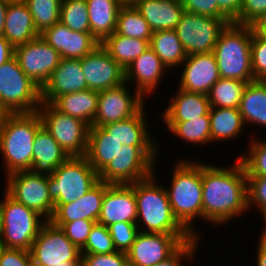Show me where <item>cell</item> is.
<instances>
[{"label": "cell", "mask_w": 266, "mask_h": 266, "mask_svg": "<svg viewBox=\"0 0 266 266\" xmlns=\"http://www.w3.org/2000/svg\"><path fill=\"white\" fill-rule=\"evenodd\" d=\"M80 250L81 254H109L115 252L116 249L108 227L98 222L95 223L85 245Z\"/></svg>", "instance_id": "obj_42"}, {"label": "cell", "mask_w": 266, "mask_h": 266, "mask_svg": "<svg viewBox=\"0 0 266 266\" xmlns=\"http://www.w3.org/2000/svg\"><path fill=\"white\" fill-rule=\"evenodd\" d=\"M134 6L152 32L175 30L184 13L181 0H137Z\"/></svg>", "instance_id": "obj_26"}, {"label": "cell", "mask_w": 266, "mask_h": 266, "mask_svg": "<svg viewBox=\"0 0 266 266\" xmlns=\"http://www.w3.org/2000/svg\"><path fill=\"white\" fill-rule=\"evenodd\" d=\"M107 188L108 183L99 181L81 198L70 203L54 204V212L49 221L68 223L77 219H86L97 223Z\"/></svg>", "instance_id": "obj_23"}, {"label": "cell", "mask_w": 266, "mask_h": 266, "mask_svg": "<svg viewBox=\"0 0 266 266\" xmlns=\"http://www.w3.org/2000/svg\"><path fill=\"white\" fill-rule=\"evenodd\" d=\"M252 136L248 150L236 156L246 171L247 177H266V140Z\"/></svg>", "instance_id": "obj_41"}, {"label": "cell", "mask_w": 266, "mask_h": 266, "mask_svg": "<svg viewBox=\"0 0 266 266\" xmlns=\"http://www.w3.org/2000/svg\"><path fill=\"white\" fill-rule=\"evenodd\" d=\"M169 104L161 112L163 122H186L206 115L210 110L208 95L176 88Z\"/></svg>", "instance_id": "obj_25"}, {"label": "cell", "mask_w": 266, "mask_h": 266, "mask_svg": "<svg viewBox=\"0 0 266 266\" xmlns=\"http://www.w3.org/2000/svg\"><path fill=\"white\" fill-rule=\"evenodd\" d=\"M81 67L90 90L100 92L125 82V70L101 44L81 58Z\"/></svg>", "instance_id": "obj_17"}, {"label": "cell", "mask_w": 266, "mask_h": 266, "mask_svg": "<svg viewBox=\"0 0 266 266\" xmlns=\"http://www.w3.org/2000/svg\"><path fill=\"white\" fill-rule=\"evenodd\" d=\"M99 92L86 89L58 96L51 104L60 112L92 126L98 109Z\"/></svg>", "instance_id": "obj_30"}, {"label": "cell", "mask_w": 266, "mask_h": 266, "mask_svg": "<svg viewBox=\"0 0 266 266\" xmlns=\"http://www.w3.org/2000/svg\"><path fill=\"white\" fill-rule=\"evenodd\" d=\"M30 253L34 266H59L68 261H82L81 250L49 220L40 229Z\"/></svg>", "instance_id": "obj_13"}, {"label": "cell", "mask_w": 266, "mask_h": 266, "mask_svg": "<svg viewBox=\"0 0 266 266\" xmlns=\"http://www.w3.org/2000/svg\"><path fill=\"white\" fill-rule=\"evenodd\" d=\"M155 172L158 171L154 170L151 176L132 183L139 231L193 237L174 217L165 186L158 183Z\"/></svg>", "instance_id": "obj_3"}, {"label": "cell", "mask_w": 266, "mask_h": 266, "mask_svg": "<svg viewBox=\"0 0 266 266\" xmlns=\"http://www.w3.org/2000/svg\"><path fill=\"white\" fill-rule=\"evenodd\" d=\"M184 11L216 18H227L218 8L217 0H181Z\"/></svg>", "instance_id": "obj_50"}, {"label": "cell", "mask_w": 266, "mask_h": 266, "mask_svg": "<svg viewBox=\"0 0 266 266\" xmlns=\"http://www.w3.org/2000/svg\"><path fill=\"white\" fill-rule=\"evenodd\" d=\"M59 266H82V261H68L65 265Z\"/></svg>", "instance_id": "obj_59"}, {"label": "cell", "mask_w": 266, "mask_h": 266, "mask_svg": "<svg viewBox=\"0 0 266 266\" xmlns=\"http://www.w3.org/2000/svg\"><path fill=\"white\" fill-rule=\"evenodd\" d=\"M60 22L72 31L90 33L86 0H62Z\"/></svg>", "instance_id": "obj_40"}, {"label": "cell", "mask_w": 266, "mask_h": 266, "mask_svg": "<svg viewBox=\"0 0 266 266\" xmlns=\"http://www.w3.org/2000/svg\"><path fill=\"white\" fill-rule=\"evenodd\" d=\"M253 26L229 23L221 31L214 55L220 78L254 81L251 67V38Z\"/></svg>", "instance_id": "obj_5"}, {"label": "cell", "mask_w": 266, "mask_h": 266, "mask_svg": "<svg viewBox=\"0 0 266 266\" xmlns=\"http://www.w3.org/2000/svg\"><path fill=\"white\" fill-rule=\"evenodd\" d=\"M68 154L62 149L51 134L41 126L33 141L32 168L34 173L50 175L67 158Z\"/></svg>", "instance_id": "obj_28"}, {"label": "cell", "mask_w": 266, "mask_h": 266, "mask_svg": "<svg viewBox=\"0 0 266 266\" xmlns=\"http://www.w3.org/2000/svg\"><path fill=\"white\" fill-rule=\"evenodd\" d=\"M239 112L245 126L253 124L254 127H266V83L254 80L245 86Z\"/></svg>", "instance_id": "obj_32"}, {"label": "cell", "mask_w": 266, "mask_h": 266, "mask_svg": "<svg viewBox=\"0 0 266 266\" xmlns=\"http://www.w3.org/2000/svg\"><path fill=\"white\" fill-rule=\"evenodd\" d=\"M248 210L266 211V177H247Z\"/></svg>", "instance_id": "obj_47"}, {"label": "cell", "mask_w": 266, "mask_h": 266, "mask_svg": "<svg viewBox=\"0 0 266 266\" xmlns=\"http://www.w3.org/2000/svg\"><path fill=\"white\" fill-rule=\"evenodd\" d=\"M163 123H165L163 125L166 126L165 129H167L169 133L185 141L187 144H197L198 146L200 144V146L202 145L203 147L211 143L209 112L192 121Z\"/></svg>", "instance_id": "obj_36"}, {"label": "cell", "mask_w": 266, "mask_h": 266, "mask_svg": "<svg viewBox=\"0 0 266 266\" xmlns=\"http://www.w3.org/2000/svg\"><path fill=\"white\" fill-rule=\"evenodd\" d=\"M122 144L99 126H90L86 158L99 174L119 153Z\"/></svg>", "instance_id": "obj_31"}, {"label": "cell", "mask_w": 266, "mask_h": 266, "mask_svg": "<svg viewBox=\"0 0 266 266\" xmlns=\"http://www.w3.org/2000/svg\"><path fill=\"white\" fill-rule=\"evenodd\" d=\"M118 35L142 40H151L152 30L134 5L121 6L115 32Z\"/></svg>", "instance_id": "obj_37"}, {"label": "cell", "mask_w": 266, "mask_h": 266, "mask_svg": "<svg viewBox=\"0 0 266 266\" xmlns=\"http://www.w3.org/2000/svg\"><path fill=\"white\" fill-rule=\"evenodd\" d=\"M254 30L266 40V16L253 25Z\"/></svg>", "instance_id": "obj_56"}, {"label": "cell", "mask_w": 266, "mask_h": 266, "mask_svg": "<svg viewBox=\"0 0 266 266\" xmlns=\"http://www.w3.org/2000/svg\"><path fill=\"white\" fill-rule=\"evenodd\" d=\"M137 206L132 184H108L98 223L108 227L116 222L136 223Z\"/></svg>", "instance_id": "obj_20"}, {"label": "cell", "mask_w": 266, "mask_h": 266, "mask_svg": "<svg viewBox=\"0 0 266 266\" xmlns=\"http://www.w3.org/2000/svg\"><path fill=\"white\" fill-rule=\"evenodd\" d=\"M8 0H0V36H3L6 13L8 10Z\"/></svg>", "instance_id": "obj_55"}, {"label": "cell", "mask_w": 266, "mask_h": 266, "mask_svg": "<svg viewBox=\"0 0 266 266\" xmlns=\"http://www.w3.org/2000/svg\"><path fill=\"white\" fill-rule=\"evenodd\" d=\"M5 180L4 190L11 198L36 211L46 220L51 219L54 201L48 192V175L26 170L11 173Z\"/></svg>", "instance_id": "obj_11"}, {"label": "cell", "mask_w": 266, "mask_h": 266, "mask_svg": "<svg viewBox=\"0 0 266 266\" xmlns=\"http://www.w3.org/2000/svg\"><path fill=\"white\" fill-rule=\"evenodd\" d=\"M3 36L14 48L40 36L24 1H9Z\"/></svg>", "instance_id": "obj_27"}, {"label": "cell", "mask_w": 266, "mask_h": 266, "mask_svg": "<svg viewBox=\"0 0 266 266\" xmlns=\"http://www.w3.org/2000/svg\"><path fill=\"white\" fill-rule=\"evenodd\" d=\"M251 67L255 80L266 76V40L253 27L251 38Z\"/></svg>", "instance_id": "obj_44"}, {"label": "cell", "mask_w": 266, "mask_h": 266, "mask_svg": "<svg viewBox=\"0 0 266 266\" xmlns=\"http://www.w3.org/2000/svg\"><path fill=\"white\" fill-rule=\"evenodd\" d=\"M42 126L40 114L11 113L0 128V154L4 161L6 176L31 170L33 141Z\"/></svg>", "instance_id": "obj_4"}, {"label": "cell", "mask_w": 266, "mask_h": 266, "mask_svg": "<svg viewBox=\"0 0 266 266\" xmlns=\"http://www.w3.org/2000/svg\"><path fill=\"white\" fill-rule=\"evenodd\" d=\"M8 1H24V0H8Z\"/></svg>", "instance_id": "obj_63"}, {"label": "cell", "mask_w": 266, "mask_h": 266, "mask_svg": "<svg viewBox=\"0 0 266 266\" xmlns=\"http://www.w3.org/2000/svg\"><path fill=\"white\" fill-rule=\"evenodd\" d=\"M62 0H24L36 30L41 34L46 28L60 22Z\"/></svg>", "instance_id": "obj_39"}, {"label": "cell", "mask_w": 266, "mask_h": 266, "mask_svg": "<svg viewBox=\"0 0 266 266\" xmlns=\"http://www.w3.org/2000/svg\"><path fill=\"white\" fill-rule=\"evenodd\" d=\"M231 164L223 167L202 161L203 222L215 227L249 212L246 171L238 158Z\"/></svg>", "instance_id": "obj_1"}, {"label": "cell", "mask_w": 266, "mask_h": 266, "mask_svg": "<svg viewBox=\"0 0 266 266\" xmlns=\"http://www.w3.org/2000/svg\"><path fill=\"white\" fill-rule=\"evenodd\" d=\"M88 89L81 59L61 58L46 84L41 88V102L52 103L58 96Z\"/></svg>", "instance_id": "obj_22"}, {"label": "cell", "mask_w": 266, "mask_h": 266, "mask_svg": "<svg viewBox=\"0 0 266 266\" xmlns=\"http://www.w3.org/2000/svg\"><path fill=\"white\" fill-rule=\"evenodd\" d=\"M0 102L10 113L37 112L41 89L22 71L15 57L0 67Z\"/></svg>", "instance_id": "obj_9"}, {"label": "cell", "mask_w": 266, "mask_h": 266, "mask_svg": "<svg viewBox=\"0 0 266 266\" xmlns=\"http://www.w3.org/2000/svg\"><path fill=\"white\" fill-rule=\"evenodd\" d=\"M228 18H216L184 11L176 32L187 55L209 53L214 51L221 31Z\"/></svg>", "instance_id": "obj_12"}, {"label": "cell", "mask_w": 266, "mask_h": 266, "mask_svg": "<svg viewBox=\"0 0 266 266\" xmlns=\"http://www.w3.org/2000/svg\"><path fill=\"white\" fill-rule=\"evenodd\" d=\"M10 114L9 110L0 102V128Z\"/></svg>", "instance_id": "obj_58"}, {"label": "cell", "mask_w": 266, "mask_h": 266, "mask_svg": "<svg viewBox=\"0 0 266 266\" xmlns=\"http://www.w3.org/2000/svg\"><path fill=\"white\" fill-rule=\"evenodd\" d=\"M264 16L266 0H243L239 17L233 23L253 26Z\"/></svg>", "instance_id": "obj_48"}, {"label": "cell", "mask_w": 266, "mask_h": 266, "mask_svg": "<svg viewBox=\"0 0 266 266\" xmlns=\"http://www.w3.org/2000/svg\"><path fill=\"white\" fill-rule=\"evenodd\" d=\"M181 66L178 87L185 91L208 95L220 79L214 52L187 55Z\"/></svg>", "instance_id": "obj_18"}, {"label": "cell", "mask_w": 266, "mask_h": 266, "mask_svg": "<svg viewBox=\"0 0 266 266\" xmlns=\"http://www.w3.org/2000/svg\"><path fill=\"white\" fill-rule=\"evenodd\" d=\"M98 182L99 175L86 156H71L48 175V192L54 204L70 203Z\"/></svg>", "instance_id": "obj_6"}, {"label": "cell", "mask_w": 266, "mask_h": 266, "mask_svg": "<svg viewBox=\"0 0 266 266\" xmlns=\"http://www.w3.org/2000/svg\"><path fill=\"white\" fill-rule=\"evenodd\" d=\"M4 248H5L4 244L0 240V255H1V252L3 251Z\"/></svg>", "instance_id": "obj_61"}, {"label": "cell", "mask_w": 266, "mask_h": 266, "mask_svg": "<svg viewBox=\"0 0 266 266\" xmlns=\"http://www.w3.org/2000/svg\"><path fill=\"white\" fill-rule=\"evenodd\" d=\"M191 238L139 231L131 248L126 252L129 266H154L171 256Z\"/></svg>", "instance_id": "obj_16"}, {"label": "cell", "mask_w": 266, "mask_h": 266, "mask_svg": "<svg viewBox=\"0 0 266 266\" xmlns=\"http://www.w3.org/2000/svg\"><path fill=\"white\" fill-rule=\"evenodd\" d=\"M261 216L263 217L262 219L264 220V224L262 225L261 233L260 236L258 237V242L262 244H266V211H261L259 212Z\"/></svg>", "instance_id": "obj_57"}, {"label": "cell", "mask_w": 266, "mask_h": 266, "mask_svg": "<svg viewBox=\"0 0 266 266\" xmlns=\"http://www.w3.org/2000/svg\"><path fill=\"white\" fill-rule=\"evenodd\" d=\"M219 10L234 22L240 14L243 0H217Z\"/></svg>", "instance_id": "obj_52"}, {"label": "cell", "mask_w": 266, "mask_h": 266, "mask_svg": "<svg viewBox=\"0 0 266 266\" xmlns=\"http://www.w3.org/2000/svg\"><path fill=\"white\" fill-rule=\"evenodd\" d=\"M128 87L129 84L124 82L120 86L99 92L98 109L92 126L101 127L125 120L134 116L145 105V99L133 89L132 93Z\"/></svg>", "instance_id": "obj_15"}, {"label": "cell", "mask_w": 266, "mask_h": 266, "mask_svg": "<svg viewBox=\"0 0 266 266\" xmlns=\"http://www.w3.org/2000/svg\"><path fill=\"white\" fill-rule=\"evenodd\" d=\"M247 82L220 78L211 88L208 99L210 108H239L242 93Z\"/></svg>", "instance_id": "obj_38"}, {"label": "cell", "mask_w": 266, "mask_h": 266, "mask_svg": "<svg viewBox=\"0 0 266 266\" xmlns=\"http://www.w3.org/2000/svg\"><path fill=\"white\" fill-rule=\"evenodd\" d=\"M150 47L160 58L166 68L173 70L180 68L186 60L187 54L178 38L176 30H161L152 33ZM173 69V70H172Z\"/></svg>", "instance_id": "obj_34"}, {"label": "cell", "mask_w": 266, "mask_h": 266, "mask_svg": "<svg viewBox=\"0 0 266 266\" xmlns=\"http://www.w3.org/2000/svg\"><path fill=\"white\" fill-rule=\"evenodd\" d=\"M40 36L59 52L61 58L67 59H81L100 45L91 33L72 31L61 22L46 28Z\"/></svg>", "instance_id": "obj_21"}, {"label": "cell", "mask_w": 266, "mask_h": 266, "mask_svg": "<svg viewBox=\"0 0 266 266\" xmlns=\"http://www.w3.org/2000/svg\"><path fill=\"white\" fill-rule=\"evenodd\" d=\"M201 237L193 236L188 241L184 242L171 256L167 259L160 261L154 266H186L183 261L186 259L190 265L193 263V259H196L198 254L197 248Z\"/></svg>", "instance_id": "obj_46"}, {"label": "cell", "mask_w": 266, "mask_h": 266, "mask_svg": "<svg viewBox=\"0 0 266 266\" xmlns=\"http://www.w3.org/2000/svg\"><path fill=\"white\" fill-rule=\"evenodd\" d=\"M0 266H34L30 251L4 248L0 255Z\"/></svg>", "instance_id": "obj_51"}, {"label": "cell", "mask_w": 266, "mask_h": 266, "mask_svg": "<svg viewBox=\"0 0 266 266\" xmlns=\"http://www.w3.org/2000/svg\"><path fill=\"white\" fill-rule=\"evenodd\" d=\"M37 111L40 114L42 126L69 157L86 156L89 126L84 121L60 112L47 102H41Z\"/></svg>", "instance_id": "obj_10"}, {"label": "cell", "mask_w": 266, "mask_h": 266, "mask_svg": "<svg viewBox=\"0 0 266 266\" xmlns=\"http://www.w3.org/2000/svg\"><path fill=\"white\" fill-rule=\"evenodd\" d=\"M2 230H3V211L1 208V204H0V236H1Z\"/></svg>", "instance_id": "obj_60"}, {"label": "cell", "mask_w": 266, "mask_h": 266, "mask_svg": "<svg viewBox=\"0 0 266 266\" xmlns=\"http://www.w3.org/2000/svg\"><path fill=\"white\" fill-rule=\"evenodd\" d=\"M258 243L256 256V266H266V244Z\"/></svg>", "instance_id": "obj_54"}, {"label": "cell", "mask_w": 266, "mask_h": 266, "mask_svg": "<svg viewBox=\"0 0 266 266\" xmlns=\"http://www.w3.org/2000/svg\"><path fill=\"white\" fill-rule=\"evenodd\" d=\"M146 105H144L134 116L125 120L112 122L101 126L110 136L127 146H160L154 135L149 131L147 124ZM153 135V136H151ZM154 139V140H153Z\"/></svg>", "instance_id": "obj_24"}, {"label": "cell", "mask_w": 266, "mask_h": 266, "mask_svg": "<svg viewBox=\"0 0 266 266\" xmlns=\"http://www.w3.org/2000/svg\"><path fill=\"white\" fill-rule=\"evenodd\" d=\"M108 229L116 251L125 253L131 248L139 233L137 224L130 222H116L109 225Z\"/></svg>", "instance_id": "obj_43"}, {"label": "cell", "mask_w": 266, "mask_h": 266, "mask_svg": "<svg viewBox=\"0 0 266 266\" xmlns=\"http://www.w3.org/2000/svg\"><path fill=\"white\" fill-rule=\"evenodd\" d=\"M96 222L86 219H77L68 223H53L60 227L67 238L79 249H81L88 238V235Z\"/></svg>", "instance_id": "obj_45"}, {"label": "cell", "mask_w": 266, "mask_h": 266, "mask_svg": "<svg viewBox=\"0 0 266 266\" xmlns=\"http://www.w3.org/2000/svg\"><path fill=\"white\" fill-rule=\"evenodd\" d=\"M211 143L234 140L245 130L239 109L214 107L209 110ZM237 137V138H236Z\"/></svg>", "instance_id": "obj_33"}, {"label": "cell", "mask_w": 266, "mask_h": 266, "mask_svg": "<svg viewBox=\"0 0 266 266\" xmlns=\"http://www.w3.org/2000/svg\"><path fill=\"white\" fill-rule=\"evenodd\" d=\"M90 33L101 44L116 29L117 16L122 6L118 0H86Z\"/></svg>", "instance_id": "obj_29"}, {"label": "cell", "mask_w": 266, "mask_h": 266, "mask_svg": "<svg viewBox=\"0 0 266 266\" xmlns=\"http://www.w3.org/2000/svg\"><path fill=\"white\" fill-rule=\"evenodd\" d=\"M82 266H129L127 254L115 251L109 254H81Z\"/></svg>", "instance_id": "obj_49"}, {"label": "cell", "mask_w": 266, "mask_h": 266, "mask_svg": "<svg viewBox=\"0 0 266 266\" xmlns=\"http://www.w3.org/2000/svg\"><path fill=\"white\" fill-rule=\"evenodd\" d=\"M179 160L172 168L169 187H165L170 207L174 217L192 236L201 237L194 223L196 219L203 221L202 161L183 157Z\"/></svg>", "instance_id": "obj_2"}, {"label": "cell", "mask_w": 266, "mask_h": 266, "mask_svg": "<svg viewBox=\"0 0 266 266\" xmlns=\"http://www.w3.org/2000/svg\"><path fill=\"white\" fill-rule=\"evenodd\" d=\"M160 146H127L98 174L99 181L108 184H132L143 180L157 170ZM157 159V160H156Z\"/></svg>", "instance_id": "obj_7"}, {"label": "cell", "mask_w": 266, "mask_h": 266, "mask_svg": "<svg viewBox=\"0 0 266 266\" xmlns=\"http://www.w3.org/2000/svg\"><path fill=\"white\" fill-rule=\"evenodd\" d=\"M0 198L3 211L1 242L6 248L30 251L40 229L47 221L36 211L16 202L4 191Z\"/></svg>", "instance_id": "obj_8"}, {"label": "cell", "mask_w": 266, "mask_h": 266, "mask_svg": "<svg viewBox=\"0 0 266 266\" xmlns=\"http://www.w3.org/2000/svg\"><path fill=\"white\" fill-rule=\"evenodd\" d=\"M14 57L22 71L40 89L46 84L61 60L59 52L41 36L15 47Z\"/></svg>", "instance_id": "obj_14"}, {"label": "cell", "mask_w": 266, "mask_h": 266, "mask_svg": "<svg viewBox=\"0 0 266 266\" xmlns=\"http://www.w3.org/2000/svg\"><path fill=\"white\" fill-rule=\"evenodd\" d=\"M13 57L14 47L4 36H0V67Z\"/></svg>", "instance_id": "obj_53"}, {"label": "cell", "mask_w": 266, "mask_h": 266, "mask_svg": "<svg viewBox=\"0 0 266 266\" xmlns=\"http://www.w3.org/2000/svg\"><path fill=\"white\" fill-rule=\"evenodd\" d=\"M168 71L153 49L149 47L125 69V82L130 85L135 84L133 89L135 88L134 90L147 101V98L158 90L160 81H163V76Z\"/></svg>", "instance_id": "obj_19"}, {"label": "cell", "mask_w": 266, "mask_h": 266, "mask_svg": "<svg viewBox=\"0 0 266 266\" xmlns=\"http://www.w3.org/2000/svg\"><path fill=\"white\" fill-rule=\"evenodd\" d=\"M101 46L125 70L150 47V41L113 33L101 43Z\"/></svg>", "instance_id": "obj_35"}, {"label": "cell", "mask_w": 266, "mask_h": 266, "mask_svg": "<svg viewBox=\"0 0 266 266\" xmlns=\"http://www.w3.org/2000/svg\"><path fill=\"white\" fill-rule=\"evenodd\" d=\"M262 81H263L264 83H266V76L262 79Z\"/></svg>", "instance_id": "obj_62"}]
</instances>
